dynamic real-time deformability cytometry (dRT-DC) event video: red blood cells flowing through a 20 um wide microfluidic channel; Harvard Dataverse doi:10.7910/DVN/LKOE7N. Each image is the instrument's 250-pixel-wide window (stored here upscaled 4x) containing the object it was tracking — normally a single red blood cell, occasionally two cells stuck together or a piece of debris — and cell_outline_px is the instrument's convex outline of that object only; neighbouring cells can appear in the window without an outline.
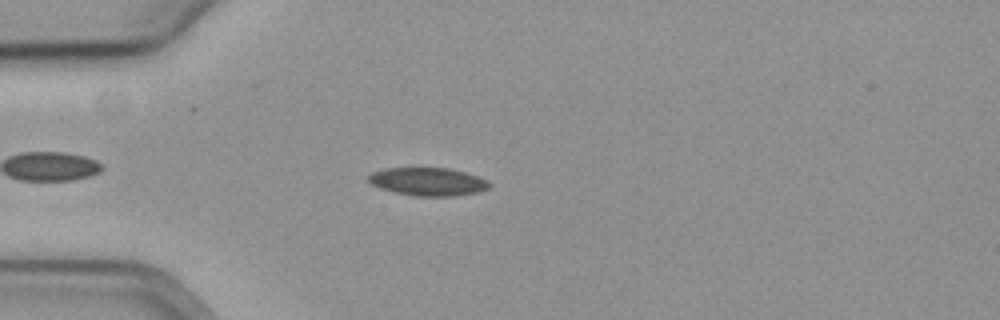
{"species": "common noctule bat (a hibernating species)", "species_latin": "Nyctalus noctula", "temperature_condition": "cold", "stored_images_in_passage": 45, "camera_frame_rate_fps": 3000, "um_per_image_px": 0.085, "animal": {"sex": "female", "body_mass_g": 19.3, "forearm_length_mm": 54.1}, "frame": {"image": 1, "passage_image": 7, "time_ms": 2.0, "image_size_px": [1000, 320], "cell_outline_px": [[492, 184], [488, 188], [476, 192], [456, 196], [412, 196], [380, 188], [372, 184], [368, 180], [368, 176], [372, 172], [384, 168], [448, 168], [464, 172], [488, 180]], "centroid_in_image_um": [36.37, 15.44], "position_along_channel_um": 48.6, "area_um2": 19.71}}
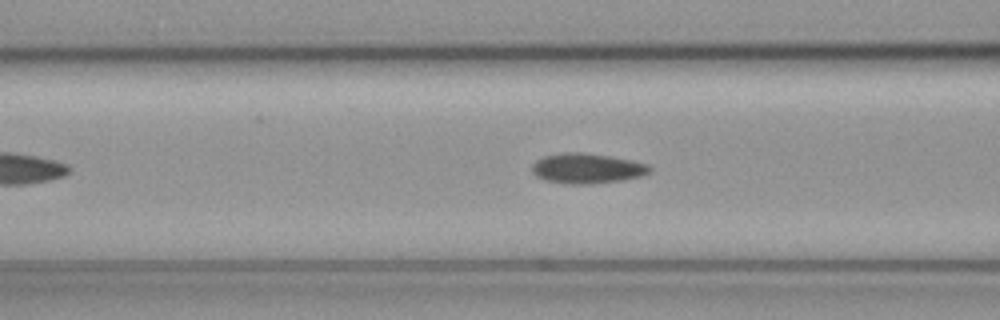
{"frame": {"image": 2, "passage_image": 14, "time_ms": 4.333, "image_size_px": [1000, 320], "cell_outline_px": [[652, 172], [640, 176], [624, 180], [592, 184], [564, 184], [544, 180], [536, 176], [532, 172], [532, 164], [536, 160], [544, 156], [564, 152], [584, 152], [612, 156], [632, 160], [648, 164], [652, 168]], "centroid_in_image_um": [49.91, 14.31], "position_along_channel_um": 116.7, "area_um2": 21.04}}
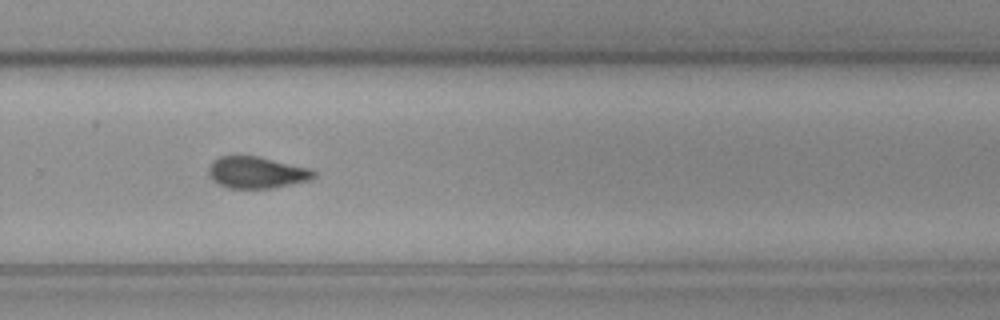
{"frame": {"image": 3, "passage_image": 30, "time_ms": 9.667, "image_size_px": [1000, 320], "cell_outline_px": [[316, 176], [312, 180], [272, 188], [228, 188], [212, 180], [208, 176], [208, 168], [212, 160], [220, 156], [260, 156], [312, 168], [316, 172]], "centroid_in_image_um": [21.84, 14.65], "position_along_channel_um": 308.0, "area_um2": 19.77}}